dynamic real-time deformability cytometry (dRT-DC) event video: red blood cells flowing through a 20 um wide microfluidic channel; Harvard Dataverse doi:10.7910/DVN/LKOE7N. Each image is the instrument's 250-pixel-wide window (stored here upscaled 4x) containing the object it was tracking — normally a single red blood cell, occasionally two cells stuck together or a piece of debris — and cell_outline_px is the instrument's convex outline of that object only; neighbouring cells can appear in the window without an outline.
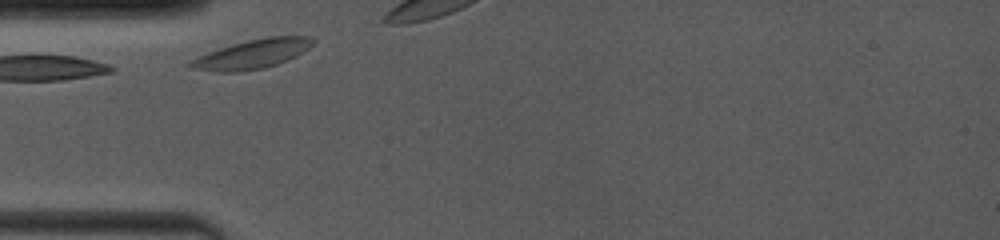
{"species": "common noctule bat (a hibernating species)", "species_latin": "Nyctalus noctula", "temperature_condition": "room temperature", "stored_images_in_passage": 3, "camera_frame_rate_fps": 4000, "um_per_image_px": 0.085, "animal": {"sex": "female", "body_mass_g": 19.0, "forearm_length_mm": 53.3}, "frame": {"image": 1, "passage_image": 1, "time_ms": 0.0, "image_size_px": [1000, 240], "cell_outline_px": [[316, 40], [308, 48], [296, 56], [288, 60], [264, 68], [236, 72], [216, 72], [192, 68], [184, 64], [188, 60], [208, 52], [232, 44], [248, 40], [268, 36], [312, 36]], "centroid_in_image_um": [21.41, 4.6], "position_along_channel_um": 63.6, "area_um2": 20.92}}